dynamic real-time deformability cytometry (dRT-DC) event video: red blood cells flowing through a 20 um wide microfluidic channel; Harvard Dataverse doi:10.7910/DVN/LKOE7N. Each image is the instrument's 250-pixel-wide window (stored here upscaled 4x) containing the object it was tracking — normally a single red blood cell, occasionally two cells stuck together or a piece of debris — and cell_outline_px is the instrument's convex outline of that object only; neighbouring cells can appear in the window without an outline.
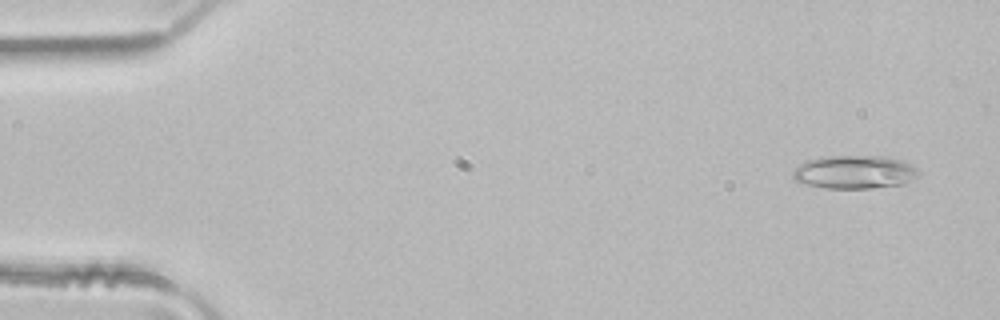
{"species": "common noctule bat (a hibernating species)", "species_latin": "Nyctalus noctula", "temperature_condition": "room temperature", "stored_images_in_passage": 50, "segment_of_instrument_passage": [1, 2], "camera_frame_rate_fps": 3000, "um_per_image_px": 0.085, "animal": {"sex": "male", "body_mass_g": 21.5, "forearm_length_mm": 52.0}, "frame": {"image": 1, "passage_image": 3, "time_ms": 0.667, "image_size_px": [1000, 320], "cell_outline_px": [[920, 172], [912, 180], [904, 184], [872, 188], [824, 188], [804, 184], [796, 180], [792, 176], [792, 172], [804, 160], [820, 156], [888, 156], [900, 160], [908, 164]], "centroid_in_image_um": [72.59, 14.62], "position_along_channel_um": 12.4, "area_um2": 24.51}}
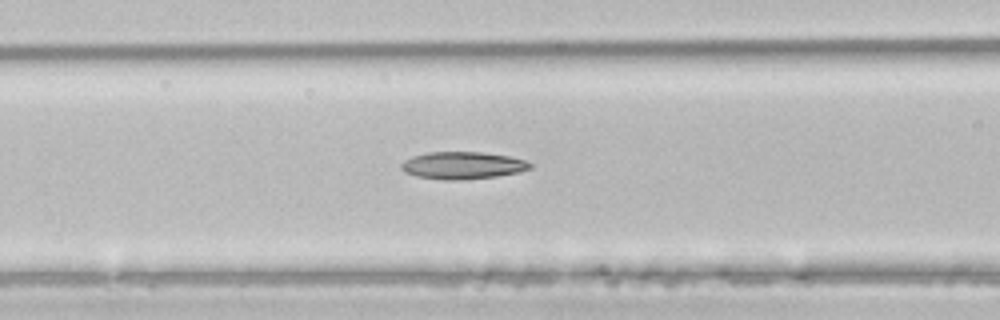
{"frame": {"image": 2, "passage_image": 20, "time_ms": 6.333, "image_size_px": [1000, 320], "cell_outline_px": [[532, 168], [520, 172], [496, 176], [468, 180], [444, 180], [416, 176], [404, 172], [400, 168], [400, 164], [404, 160], [412, 156], [428, 152], [480, 152], [508, 156], [524, 160], [532, 164]], "centroid_in_image_um": [39.3, 14.07], "position_along_channel_um": 127.3, "area_um2": 20.63}}
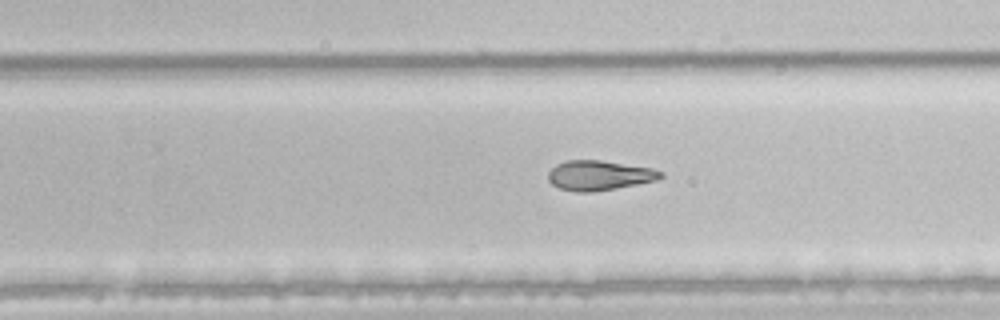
{"frame": {"image": 3, "passage_image": 31, "time_ms": 10.0, "image_size_px": [1000, 320], "cell_outline_px": [[664, 176], [656, 180], [616, 188], [592, 192], [576, 192], [560, 188], [552, 184], [548, 180], [548, 172], [556, 164], [564, 160], [600, 160], [652, 168], [664, 172]], "centroid_in_image_um": [50.92, 14.9], "position_along_channel_um": 278.9, "area_um2": 19.54}}